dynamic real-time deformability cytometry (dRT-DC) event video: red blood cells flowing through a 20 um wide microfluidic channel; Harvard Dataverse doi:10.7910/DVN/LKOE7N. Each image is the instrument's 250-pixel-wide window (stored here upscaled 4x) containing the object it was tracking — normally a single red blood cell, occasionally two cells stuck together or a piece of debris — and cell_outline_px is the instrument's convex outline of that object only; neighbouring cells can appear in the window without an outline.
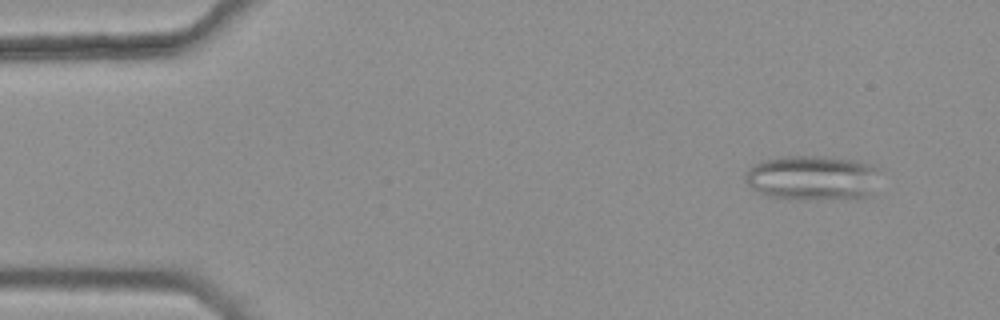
{"species": "common noctule bat (a hibernating species)", "species_latin": "Nyctalus noctula", "temperature_condition": "warm", "stored_images_in_passage": 46, "segment_of_instrument_passage": [1, 2], "camera_frame_rate_fps": 3000, "um_per_image_px": 0.085, "animal": {"sex": "female", "body_mass_g": 25.1}, "frame": {"image": 1, "passage_image": 5, "time_ms": 1.333, "image_size_px": [1000, 320], "cell_outline_px": [[880, 168], [872, 196], [860, 200], [800, 200], [768, 196], [752, 188], [748, 184], [744, 176], [744, 172], [748, 168], [760, 160], [780, 156], [824, 156], [856, 160], [872, 164]], "centroid_in_image_um": [69.12, 15.14], "position_along_channel_um": 15.9, "area_um2": 36.53}}